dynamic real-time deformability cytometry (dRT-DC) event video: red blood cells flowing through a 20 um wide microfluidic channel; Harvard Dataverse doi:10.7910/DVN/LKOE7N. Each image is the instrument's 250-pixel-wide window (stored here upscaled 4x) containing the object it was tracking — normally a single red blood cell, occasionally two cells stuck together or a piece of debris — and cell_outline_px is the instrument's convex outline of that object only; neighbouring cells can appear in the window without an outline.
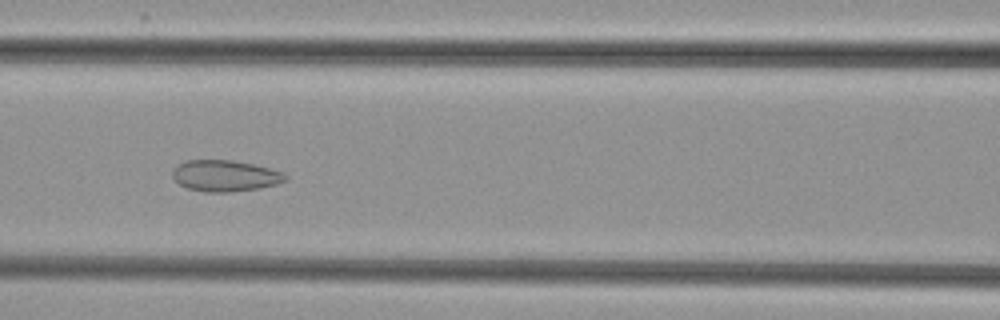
{"species": "common noctule bat (a hibernating species)", "species_latin": "Nyctalus noctula", "temperature_condition": "cold", "stored_images_in_passage": 9, "camera_frame_rate_fps": 3000, "um_per_image_px": 0.085, "animal": {"sex": "female", "body_mass_g": 29.2, "forearm_length_mm": 56.3}, "frame": {"image": 1, "passage_image": 7, "time_ms": 7.0, "image_size_px": [1000, 320], "cell_outline_px": [[288, 180], [276, 184], [260, 188], [228, 192], [204, 192], [188, 188], [180, 184], [172, 176], [172, 168], [176, 164], [188, 160], [232, 160], [252, 164], [284, 172], [288, 176]], "centroid_in_image_um": [19.13, 14.94], "position_along_channel_um": 147.5, "area_um2": 20.63}}
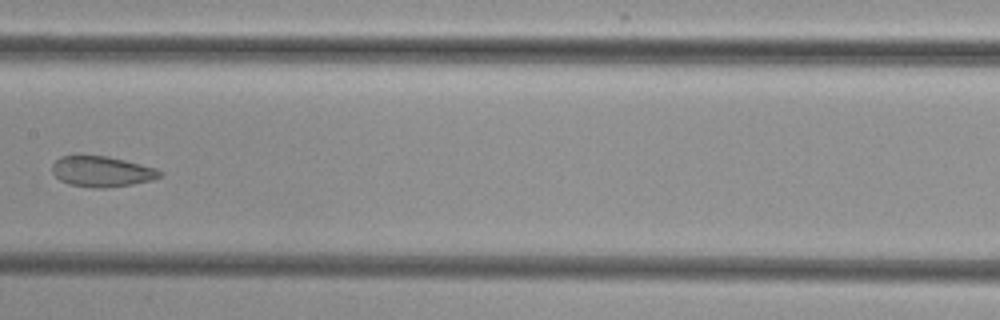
{"frame": {"image": 2, "passage_image": 8, "time_ms": 8.333, "image_size_px": [1000, 320], "cell_outline_px": [[164, 172], [160, 176], [152, 180], [132, 184], [104, 188], [92, 188], [68, 184], [60, 180], [52, 172], [52, 164], [60, 156], [76, 152], [108, 156], [156, 168]], "centroid_in_image_um": [8.59, 14.53], "position_along_channel_um": 198.8, "area_um2": 19.83}}
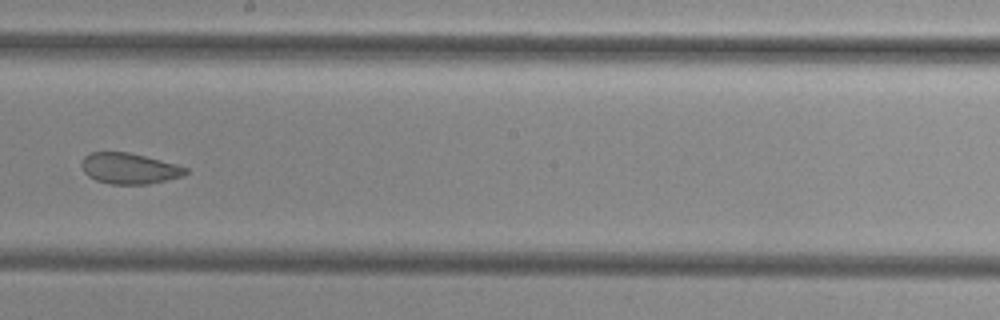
{"frame": {"image": 3, "passage_image": 9, "time_ms": 9.333, "image_size_px": [1000, 320], "cell_outline_px": [[188, 172], [184, 176], [148, 184], [112, 184], [96, 180], [88, 176], [84, 172], [80, 164], [84, 156], [88, 152], [128, 152], [176, 164], [188, 168]], "centroid_in_image_um": [10.97, 14.31], "position_along_channel_um": 237.2, "area_um2": 18.73}}